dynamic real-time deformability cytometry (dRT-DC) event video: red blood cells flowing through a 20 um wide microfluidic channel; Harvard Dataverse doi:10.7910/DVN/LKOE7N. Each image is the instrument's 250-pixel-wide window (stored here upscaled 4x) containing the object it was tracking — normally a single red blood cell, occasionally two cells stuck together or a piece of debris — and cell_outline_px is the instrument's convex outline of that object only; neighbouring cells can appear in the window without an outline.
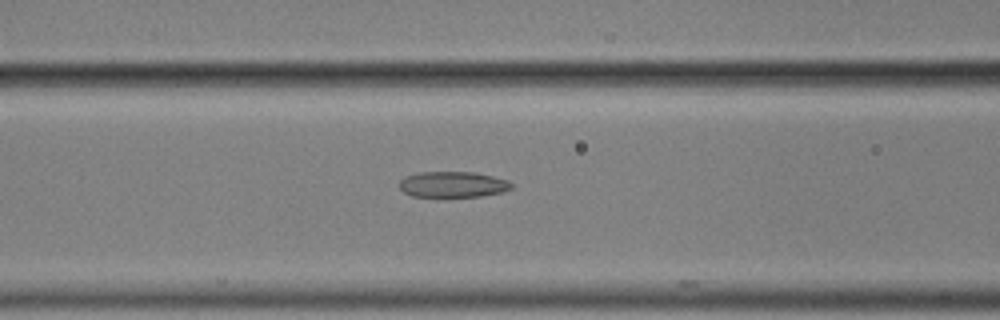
{"species": "common noctule bat (a hibernating species)", "species_latin": "Nyctalus noctula", "temperature_condition": "cold", "stored_images_in_passage": 21, "camera_frame_rate_fps": 3000, "um_per_image_px": 0.085, "animal": {"sex": "male", "body_mass_g": 17.9}, "frame": {"image": 1, "passage_image": 6, "time_ms": 1.667, "image_size_px": [1000, 320], "cell_outline_px": [[508, 184], [504, 188], [492, 192], [472, 196], [420, 196], [408, 192], [420, 176], [444, 172], [452, 172], [484, 176], [500, 180]], "centroid_in_image_um": [38.7, 15.72], "position_along_channel_um": 127.9, "area_um2": 12.95}}
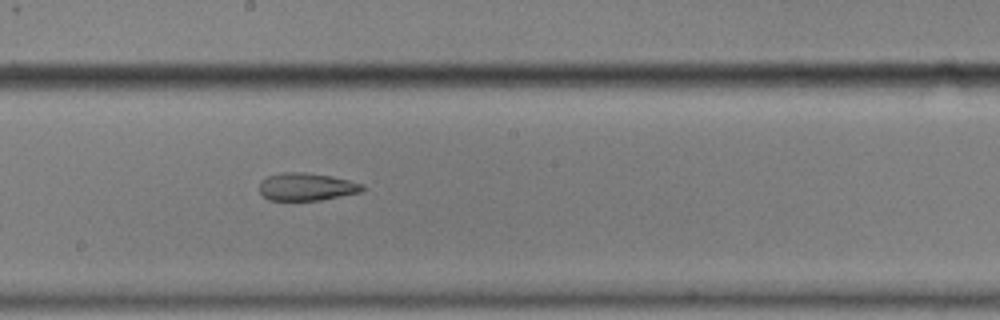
{"frame": {"image": 2, "passage_image": 14, "time_ms": 4.333, "image_size_px": [1000, 320], "cell_outline_px": [[360, 188], [352, 192], [332, 196], [308, 200], [276, 200], [268, 196], [264, 192], [300, 176], [320, 176], [340, 180]], "centroid_in_image_um": [26.36, 16.04], "position_along_channel_um": 221.8, "area_um2": 11.04}}
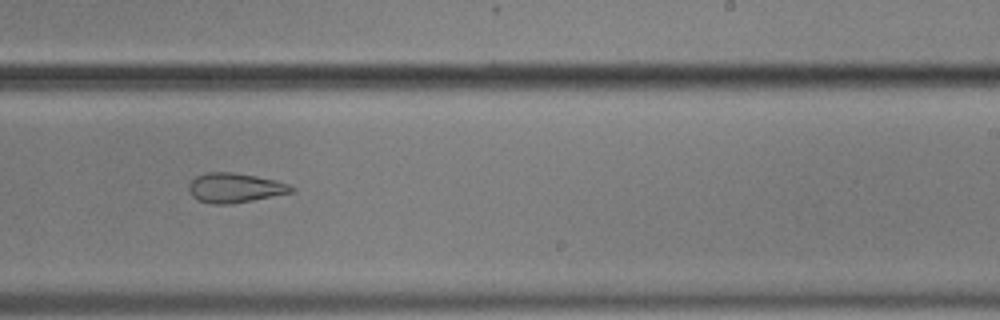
{"frame": {"image": 3, "passage_image": 18, "time_ms": 5.667, "image_size_px": [1000, 320], "cell_outline_px": [[288, 188], [284, 192], [244, 200], [204, 200], [204, 176], [248, 176], [264, 180]], "centroid_in_image_um": [20.26, 15.98], "position_along_channel_um": 268.7, "area_um2": 11.5}}